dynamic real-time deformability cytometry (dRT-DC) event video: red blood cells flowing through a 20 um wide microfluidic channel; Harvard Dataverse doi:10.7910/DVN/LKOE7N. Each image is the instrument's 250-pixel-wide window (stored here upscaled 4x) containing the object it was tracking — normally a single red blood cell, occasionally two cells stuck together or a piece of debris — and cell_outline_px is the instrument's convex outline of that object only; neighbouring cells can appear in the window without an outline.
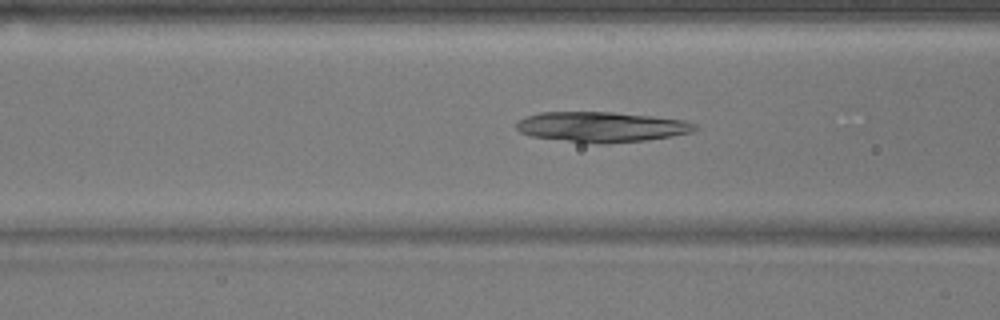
{"species": "common noctule bat (a hibernating species)", "species_latin": "Nyctalus noctula", "temperature_condition": "warm", "stored_images_in_passage": 37, "camera_frame_rate_fps": 3000, "um_per_image_px": 0.085, "animal": {"sex": "male", "body_mass_g": 17.9}, "frame": {"image": 1, "passage_image": 8, "time_ms": 2.333, "image_size_px": [1000, 320], "cell_outline_px": [[700, 128], [692, 132], [672, 136], [644, 140], [608, 144], [600, 144], [532, 136], [520, 132], [516, 128], [516, 124], [520, 120], [528, 116], [540, 112], [612, 112], [652, 116], [684, 120], [696, 124]], "centroid_in_image_um": [51.18, 10.78], "position_along_channel_um": 115.4, "area_um2": 31.27}}
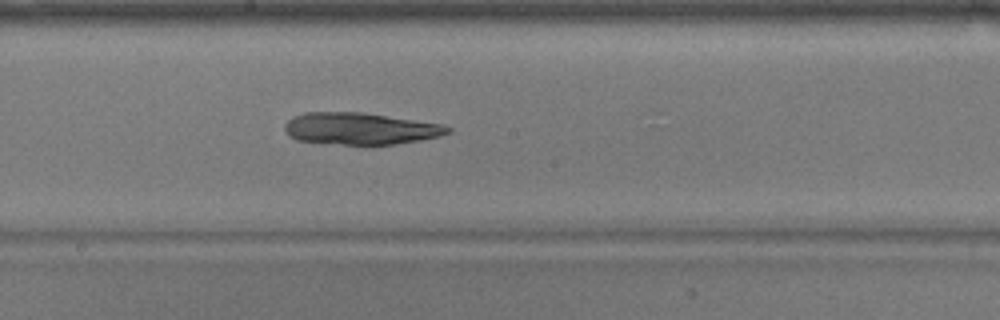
{"frame": {"image": 2, "passage_image": 16, "time_ms": 5.0, "image_size_px": [1000, 320], "cell_outline_px": [[452, 132], [440, 136], [420, 140], [396, 144], [344, 144], [296, 140], [288, 136], [284, 128], [284, 124], [292, 116], [304, 112], [364, 112], [444, 124], [452, 128]], "centroid_in_image_um": [30.64, 10.92], "position_along_channel_um": 217.6, "area_um2": 30.46}}
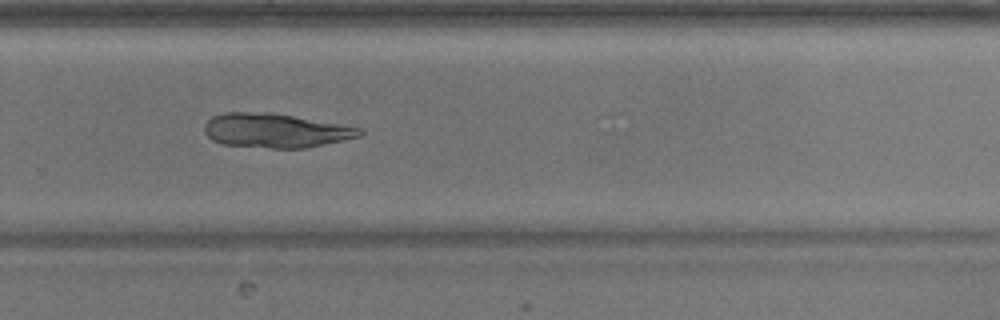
{"frame": {"image": 3, "passage_image": 23, "time_ms": 7.333, "image_size_px": [1000, 320], "cell_outline_px": [[364, 132], [360, 136], [304, 148], [272, 148], [224, 144], [212, 140], [204, 132], [204, 124], [212, 116], [224, 112], [272, 112], [360, 128]], "centroid_in_image_um": [23.35, 11.08], "position_along_channel_um": 306.4, "area_um2": 30.63}}